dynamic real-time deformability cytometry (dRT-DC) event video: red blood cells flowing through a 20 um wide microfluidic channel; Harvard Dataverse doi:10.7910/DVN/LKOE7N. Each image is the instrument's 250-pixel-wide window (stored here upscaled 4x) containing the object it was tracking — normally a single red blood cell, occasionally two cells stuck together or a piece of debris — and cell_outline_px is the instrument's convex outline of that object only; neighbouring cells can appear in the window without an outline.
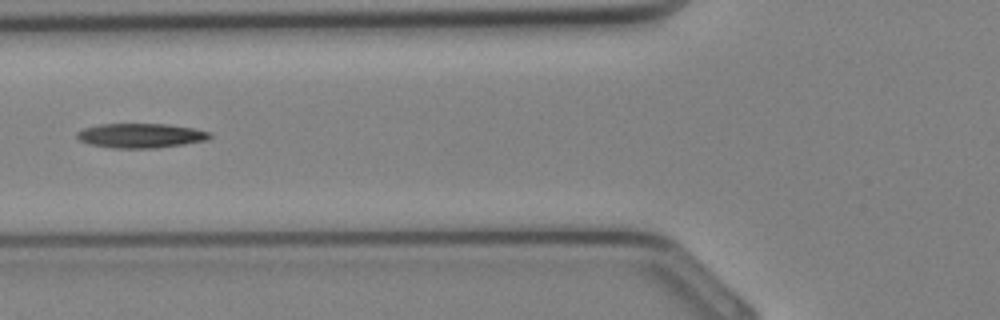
{"species": "Egyptian fruit bat (a non-hibernating species)", "species_latin": "Rousettus aegyptiacus", "temperature_condition": "cold", "stored_images_in_passage": 28, "camera_frame_rate_fps": 3000, "um_per_image_px": 0.085, "animal": {"sex": "female"}, "frame": {"image": 1, "passage_image": 9, "time_ms": 2.667, "image_size_px": [1000, 320], "cell_outline_px": [[212, 136], [208, 140], [184, 144], [152, 148], [112, 148], [92, 144], [80, 140], [76, 136], [76, 132], [84, 128], [100, 124], [168, 124], [192, 128], [212, 132]], "centroid_in_image_um": [11.99, 11.52], "position_along_channel_um": 113.8, "area_um2": 18.9}}
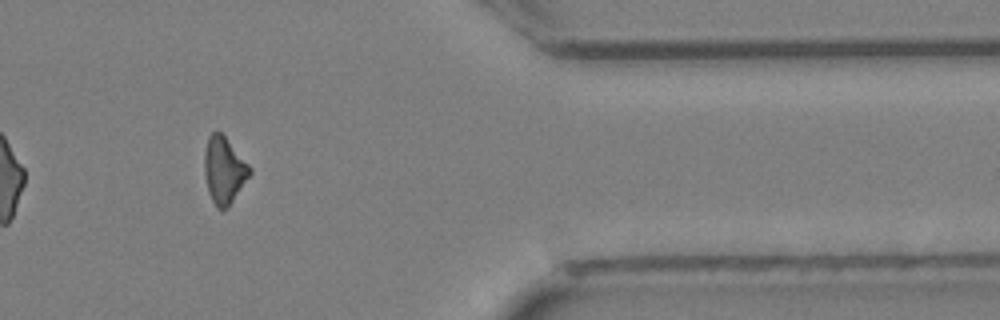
{"frame": {"image": 2, "passage_image": 24, "time_ms": 7.667, "image_size_px": [1000, 320], "cell_outline_px": [[252, 172], [228, 208], [216, 208], [208, 192], [204, 172], [204, 152], [208, 136], [212, 132], [220, 132], [224, 136], [252, 168]], "centroid_in_image_um": [19.03, 14.47], "position_along_channel_um": 392.4, "area_um2": 17.51}}